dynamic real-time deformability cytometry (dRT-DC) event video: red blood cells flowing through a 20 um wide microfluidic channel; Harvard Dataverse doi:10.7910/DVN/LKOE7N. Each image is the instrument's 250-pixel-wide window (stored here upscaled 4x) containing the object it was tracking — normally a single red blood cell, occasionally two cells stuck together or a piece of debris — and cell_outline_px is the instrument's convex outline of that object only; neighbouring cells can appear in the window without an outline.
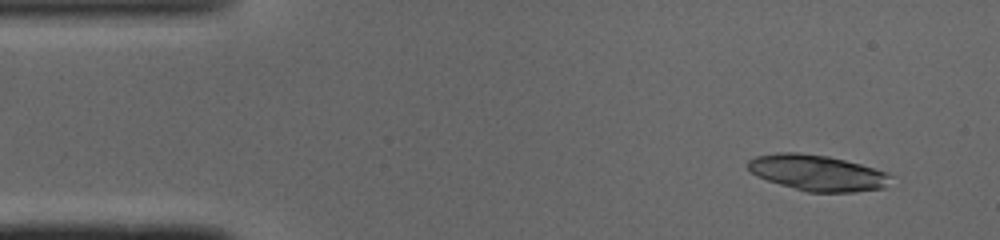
{"species": "common noctule bat (a hibernating species)", "species_latin": "Nyctalus noctula", "temperature_condition": "cold", "stored_images_in_passage": 45, "camera_frame_rate_fps": 3000, "um_per_image_px": 0.085, "animal": {"sex": "male", "body_mass_g": 19.0, "forearm_length_mm": 50.8}, "frame": {"image": 1, "passage_image": 1, "time_ms": 0.0, "image_size_px": [1000, 240], "cell_outline_px": [[892, 176], [884, 188], [852, 192], [808, 192], [780, 184], [756, 176], [748, 168], [748, 160], [756, 156], [776, 152], [800, 152], [828, 156], [860, 164], [884, 172]], "centroid_in_image_um": [69.44, 14.68], "position_along_channel_um": 15.6, "area_um2": 29.59}}
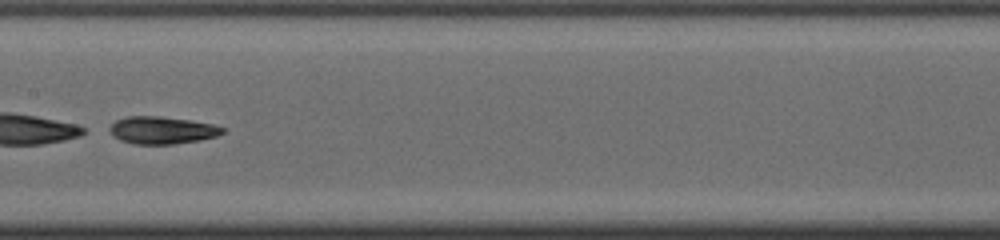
{"frame": {"image": 2, "passage_image": 21, "time_ms": 6.667, "image_size_px": [1000, 240], "cell_outline_px": [[228, 128], [224, 132], [216, 136], [200, 140], [172, 144], [136, 144], [120, 140], [104, 128], [116, 120], [128, 116], [160, 116], [188, 120], [212, 124]], "centroid_in_image_um": [13.74, 11.06], "position_along_channel_um": 193.7, "area_um2": 18.15}}
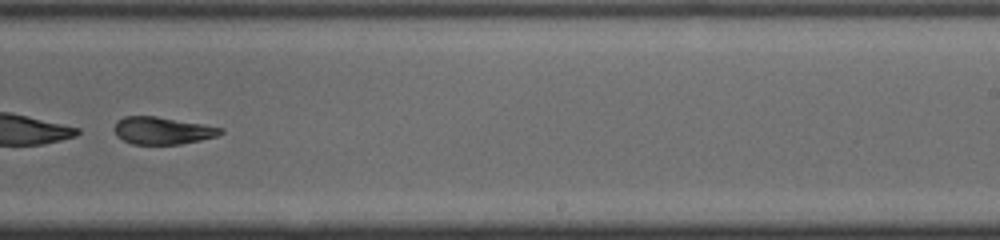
{"frame": {"image": 3, "passage_image": 27, "time_ms": 8.667, "image_size_px": [1000, 240], "cell_outline_px": [[224, 132], [216, 136], [200, 140], [180, 144], [132, 144], [116, 136], [112, 128], [116, 120], [124, 116], [156, 116], [204, 124], [224, 128]], "centroid_in_image_um": [13.77, 11.09], "position_along_channel_um": 275.2, "area_um2": 17.11}, "authors_computed_cell_mechanics": {"area_um2": 29.9404, "velocity_mm_per_s": 4.087, "shape_relaxation_time_tau1_ms": 1.2947, "shape_relaxation_time_tau2_ms": null, "deformation_change_tau1": 0.2705, "deformation_change_tau2": null}}